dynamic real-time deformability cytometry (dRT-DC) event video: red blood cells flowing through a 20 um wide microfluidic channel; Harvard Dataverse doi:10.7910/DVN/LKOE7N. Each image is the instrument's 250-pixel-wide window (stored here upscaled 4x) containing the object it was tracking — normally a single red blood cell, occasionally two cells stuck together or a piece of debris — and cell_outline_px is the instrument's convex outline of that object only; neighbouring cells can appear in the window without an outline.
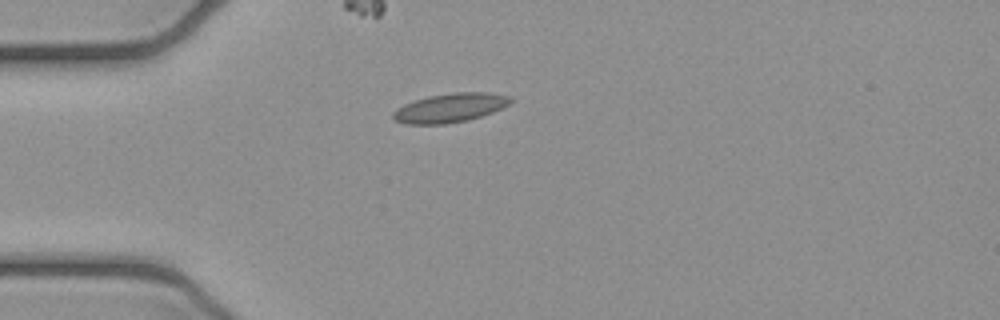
{"species": "common noctule bat (a hibernating species)", "species_latin": "Nyctalus noctula", "temperature_condition": "cold", "stored_images_in_passage": 3, "camera_frame_rate_fps": 3000, "um_per_image_px": 0.085, "animal": {"sex": "female", "body_mass_g": 21.9}, "frame": {"image": 1, "passage_image": 1, "time_ms": 0.0, "image_size_px": [1000, 320], "cell_outline_px": [[516, 100], [492, 112], [468, 120], [444, 124], [404, 124], [396, 120], [392, 116], [392, 112], [396, 108], [412, 100], [428, 96], [456, 92], [488, 92], [512, 96]], "centroid_in_image_um": [38.25, 9.15], "position_along_channel_um": 46.7, "area_um2": 20.0}}